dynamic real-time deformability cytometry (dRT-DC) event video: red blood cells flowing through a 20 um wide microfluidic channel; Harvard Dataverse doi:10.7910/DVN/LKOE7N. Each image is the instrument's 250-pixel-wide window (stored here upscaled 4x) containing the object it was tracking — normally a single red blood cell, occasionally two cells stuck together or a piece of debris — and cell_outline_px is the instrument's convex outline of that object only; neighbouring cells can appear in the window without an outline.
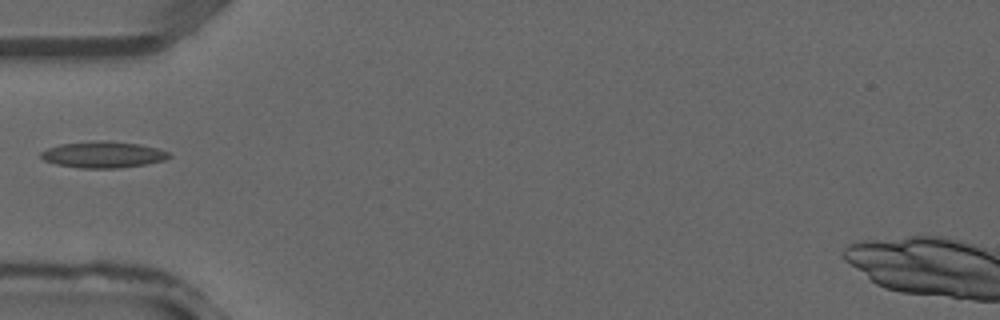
{"species": "common noctule bat (a hibernating species)", "species_latin": "Nyctalus noctula", "temperature_condition": "warm", "stored_images_in_passage": 24, "camera_frame_rate_fps": 3000, "um_per_image_px": 0.085, "animal": {"sex": "male", "forearm_length_mm": 52.5}, "frame": {"image": 1, "passage_image": 1, "time_ms": 0.0, "image_size_px": [1000, 320], "cell_outline_px": [[172, 156], [164, 160], [144, 164], [120, 168], [80, 168], [56, 164], [44, 160], [40, 156], [40, 152], [48, 148], [60, 144], [100, 140], [140, 144], [160, 148], [168, 152]], "centroid_in_image_um": [8.77, 13.14], "position_along_channel_um": 76.2, "area_um2": 19.65}}